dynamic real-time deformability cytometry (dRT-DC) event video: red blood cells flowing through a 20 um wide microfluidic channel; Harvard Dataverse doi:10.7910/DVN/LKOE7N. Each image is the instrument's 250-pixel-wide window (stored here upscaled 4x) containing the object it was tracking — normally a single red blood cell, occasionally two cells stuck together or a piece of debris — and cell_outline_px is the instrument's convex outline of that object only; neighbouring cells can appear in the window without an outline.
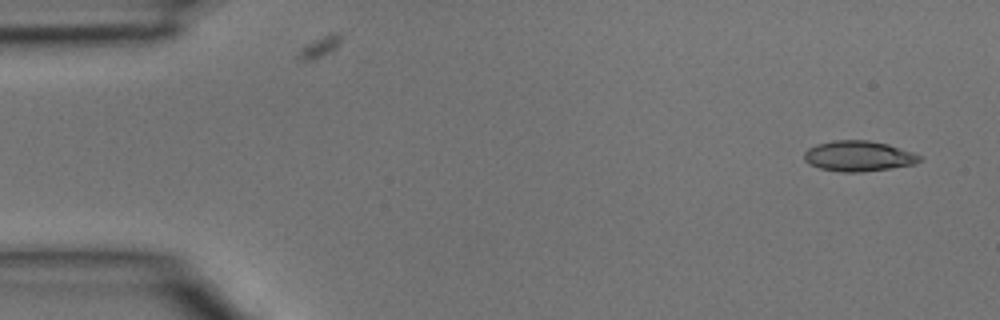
{"species": "common noctule bat (a hibernating species)", "species_latin": "Nyctalus noctula", "temperature_condition": "room temperature", "stored_images_in_passage": 5, "camera_frame_rate_fps": 3000, "um_per_image_px": 0.085, "animal": {"sex": "male", "body_mass_g": 15.6}, "frame": {"image": 1, "passage_image": 1, "time_ms": 0.0, "image_size_px": [1000, 320], "cell_outline_px": [[924, 160], [916, 164], [860, 172], [840, 172], [820, 168], [808, 164], [804, 160], [804, 152], [808, 148], [816, 144], [832, 140], [868, 140], [888, 144], [924, 156]], "centroid_in_image_um": [72.98, 13.26], "position_along_channel_um": 12.0, "area_um2": 20.69}}
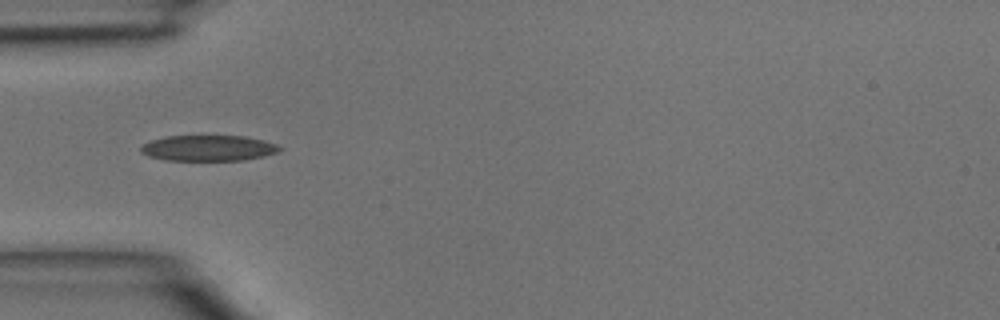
{"frame": {"image": 2, "passage_image": 4, "time_ms": 1.0, "image_size_px": [1000, 320], "cell_outline_px": [[284, 148], [280, 152], [264, 156], [244, 160], [164, 160], [148, 156], [140, 152], [140, 148], [144, 144], [152, 140], [168, 136], [244, 136], [264, 140], [276, 144]], "centroid_in_image_um": [17.75, 12.59], "position_along_channel_um": 67.2, "area_um2": 20.87}}